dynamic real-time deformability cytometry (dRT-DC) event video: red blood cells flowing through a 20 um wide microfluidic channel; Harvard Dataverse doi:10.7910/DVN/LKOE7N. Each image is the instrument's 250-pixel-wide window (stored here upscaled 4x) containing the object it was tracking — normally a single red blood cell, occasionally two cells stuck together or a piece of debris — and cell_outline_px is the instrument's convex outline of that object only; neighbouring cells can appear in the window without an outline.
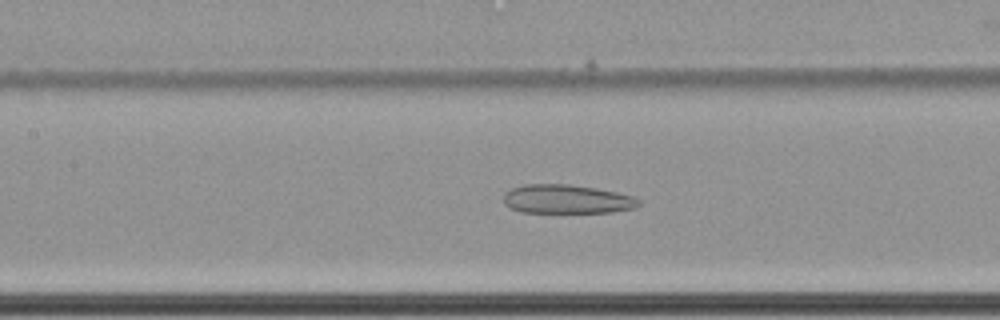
{"species": "common noctule bat (a hibernating species)", "species_latin": "Nyctalus noctula", "temperature_condition": "cold", "stored_images_in_passage": 50, "camera_frame_rate_fps": 3000, "um_per_image_px": 0.085, "animal": {"sex": "female", "body_mass_g": 22.7, "forearm_length_mm": 54.2}, "frame": {"image": 1, "passage_image": 19, "time_ms": 6.0, "image_size_px": [1000, 320], "cell_outline_px": [[640, 204], [636, 208], [612, 212], [520, 212], [504, 204], [504, 192], [512, 188], [524, 184], [568, 184], [596, 188], [616, 192], [632, 196], [640, 200]], "centroid_in_image_um": [48.18, 16.92], "position_along_channel_um": 159.2, "area_um2": 22.77}}
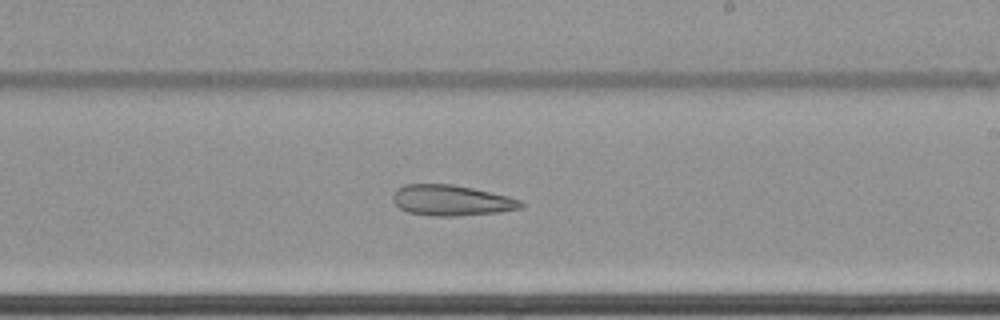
{"frame": {"image": 2, "passage_image": 27, "time_ms": 8.667, "image_size_px": [1000, 320], "cell_outline_px": [[524, 204], [520, 208], [500, 212], [456, 216], [432, 216], [408, 212], [400, 208], [392, 200], [392, 196], [396, 188], [404, 184], [452, 184], [472, 188], [508, 196], [520, 200]], "centroid_in_image_um": [38.34, 17.03], "position_along_channel_um": 250.7, "area_um2": 22.89}}
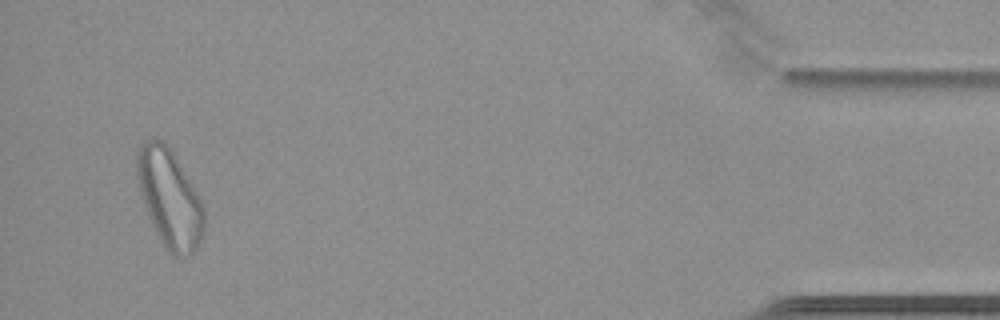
{"frame": {"image": 3, "passage_image": 48, "time_ms": 15.667, "image_size_px": [1000, 320], "cell_outline_px": [[204, 232], [200, 244], [192, 252], [176, 256], [172, 256], [168, 252], [160, 240], [144, 204], [136, 176], [136, 152], [140, 144], [144, 140], [160, 140], [172, 148], [200, 200], [204, 208]], "centroid_in_image_um": [14.4, 16.82], "position_along_channel_um": 420.8, "area_um2": 38.03}, "authors_computed_cell_mechanics": {"area_um2": 28.2064, "velocity_mm_per_s": 3.439, "shape_relaxation_time_tau1_ms": null, "shape_relaxation_time_tau2_ms": 5.4179, "deformation_change_tau1": null, "deformation_change_tau2": 0.1378}}